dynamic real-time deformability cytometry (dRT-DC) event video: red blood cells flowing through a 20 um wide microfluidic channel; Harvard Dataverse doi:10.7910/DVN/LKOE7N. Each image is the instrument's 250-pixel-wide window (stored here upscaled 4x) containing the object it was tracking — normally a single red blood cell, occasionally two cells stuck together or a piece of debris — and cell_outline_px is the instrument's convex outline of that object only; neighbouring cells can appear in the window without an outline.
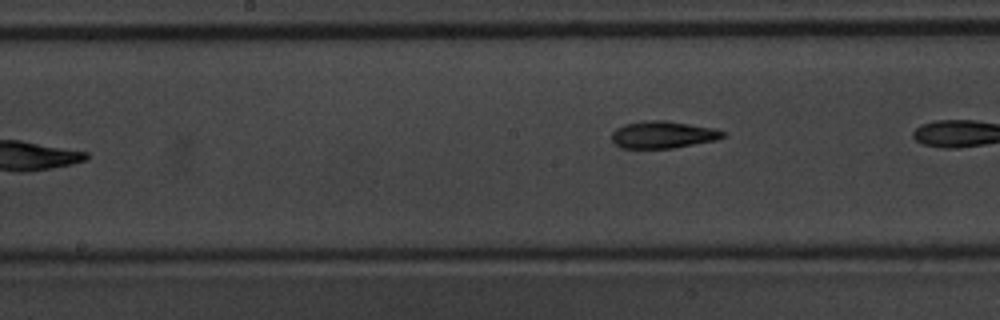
{"species": "common noctule bat (a hibernating species)", "species_latin": "Nyctalus noctula", "temperature_condition": "warm", "stored_images_in_passage": 7, "camera_frame_rate_fps": 3000, "um_per_image_px": 0.085, "animal": {"sex": "male", "body_mass_g": 20.1, "forearm_length_mm": 53.5}, "frame": {"image": 1, "passage_image": 7, "time_ms": 7.333, "image_size_px": [1000, 320], "cell_outline_px": [[724, 136], [716, 140], [672, 148], [620, 148], [612, 140], [612, 132], [616, 128], [624, 124], [644, 120], [668, 120], [716, 128], [724, 132]], "centroid_in_image_um": [56.34, 11.43], "position_along_channel_um": 191.9, "area_um2": 17.69}}